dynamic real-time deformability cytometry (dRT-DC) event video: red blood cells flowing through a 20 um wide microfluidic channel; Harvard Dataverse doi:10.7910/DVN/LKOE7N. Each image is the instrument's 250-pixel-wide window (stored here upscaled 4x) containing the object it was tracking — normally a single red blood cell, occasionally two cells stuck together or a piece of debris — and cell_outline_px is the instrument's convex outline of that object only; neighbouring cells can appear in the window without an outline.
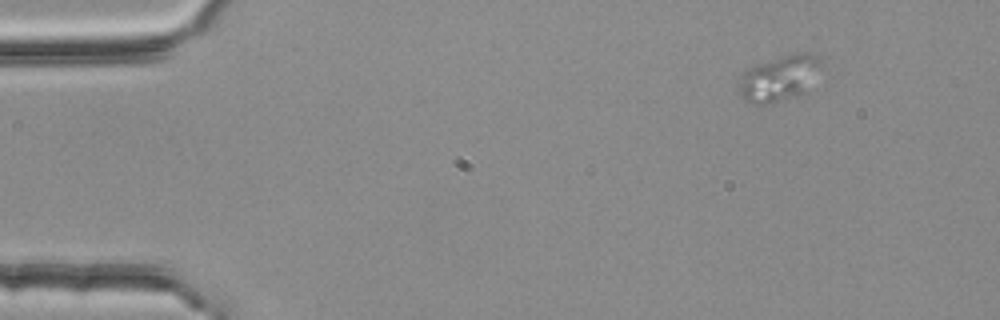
{"species": "common noctule bat (a hibernating species)", "species_latin": "Nyctalus noctula", "temperature_condition": "room temperature", "stored_images_in_passage": 50, "camera_frame_rate_fps": 3000, "um_per_image_px": 0.085, "animal": {"sex": "female", "body_mass_g": 25.1}, "frame": {"image": 1, "passage_image": 1, "time_ms": 0.0, "image_size_px": [1000, 320], "cell_outline_px": [[824, 60], [804, 92], [796, 96], [772, 104], [752, 104], [744, 100], [736, 88], [736, 80], [740, 72], [744, 68], [792, 52], [808, 52], [820, 56]], "centroid_in_image_um": [66.13, 6.63], "position_along_channel_um": 18.9, "area_um2": 22.72}}
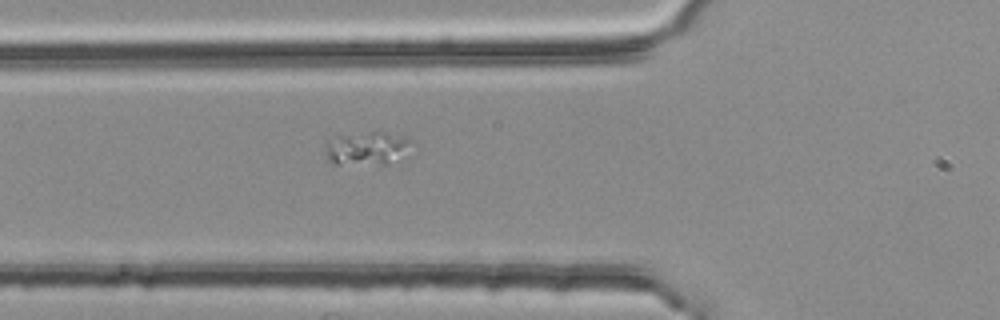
{"frame": {"image": 2, "passage_image": 15, "time_ms": 4.667, "image_size_px": [1000, 320], "cell_outline_px": [[416, 144], [408, 160], [388, 164], [332, 164], [328, 160], [328, 144], [336, 136], [368, 132], [388, 132], [412, 140]], "centroid_in_image_um": [31.43, 12.64], "position_along_channel_um": 94.4, "area_um2": 17.4}}